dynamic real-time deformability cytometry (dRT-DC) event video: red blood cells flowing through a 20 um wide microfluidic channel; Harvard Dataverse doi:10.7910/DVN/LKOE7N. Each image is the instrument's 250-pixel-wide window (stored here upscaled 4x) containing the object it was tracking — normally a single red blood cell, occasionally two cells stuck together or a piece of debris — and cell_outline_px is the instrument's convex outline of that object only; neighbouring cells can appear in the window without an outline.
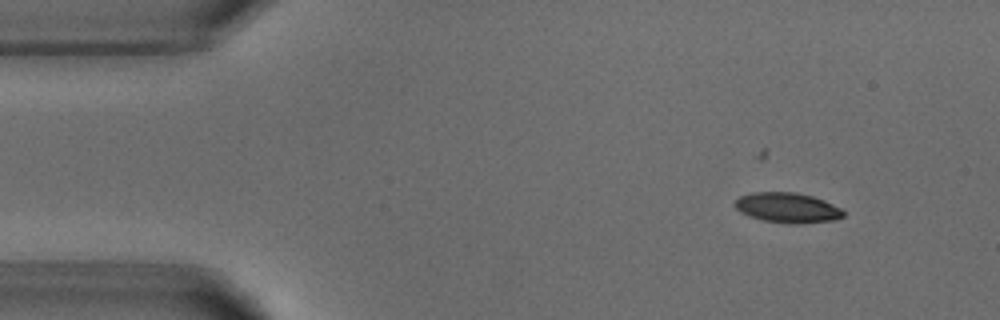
{"species": "common noctule bat (a hibernating species)", "species_latin": "Nyctalus noctula", "temperature_condition": "warm", "stored_images_in_passage": 4, "camera_frame_rate_fps": 3000, "um_per_image_px": 0.085, "animal": {"sex": "male", "body_mass_g": 18.8}, "frame": {"image": 1, "passage_image": 1, "time_ms": 0.0, "image_size_px": [1000, 320], "cell_outline_px": [[844, 216], [836, 220], [796, 224], [788, 224], [764, 220], [748, 216], [740, 212], [736, 208], [736, 200], [740, 196], [752, 192], [796, 192], [812, 196], [824, 200], [840, 208], [844, 212]], "centroid_in_image_um": [66.94, 17.66], "position_along_channel_um": 18.1, "area_um2": 19.02}}
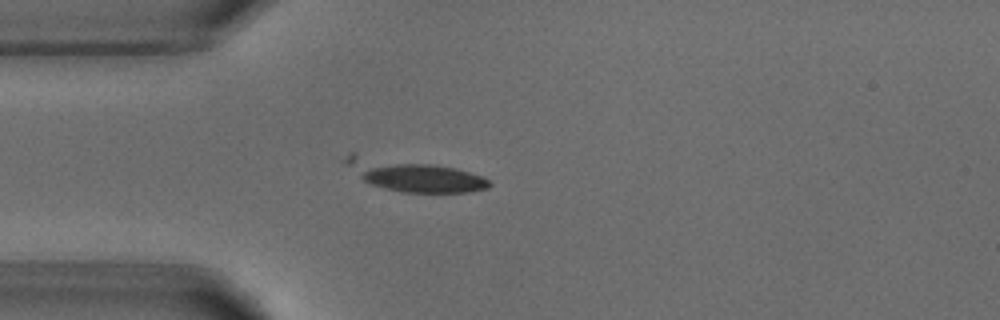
{"frame": {"image": 2, "passage_image": 3, "time_ms": 2.667, "image_size_px": [1000, 320], "cell_outline_px": [[492, 184], [488, 188], [468, 192], [400, 192], [384, 188], [372, 184], [364, 180], [340, 160], [352, 152], [456, 168], [480, 176], [488, 180]], "centroid_in_image_um": [35.09, 14.89], "position_along_channel_um": 49.9, "area_um2": 26.13}}